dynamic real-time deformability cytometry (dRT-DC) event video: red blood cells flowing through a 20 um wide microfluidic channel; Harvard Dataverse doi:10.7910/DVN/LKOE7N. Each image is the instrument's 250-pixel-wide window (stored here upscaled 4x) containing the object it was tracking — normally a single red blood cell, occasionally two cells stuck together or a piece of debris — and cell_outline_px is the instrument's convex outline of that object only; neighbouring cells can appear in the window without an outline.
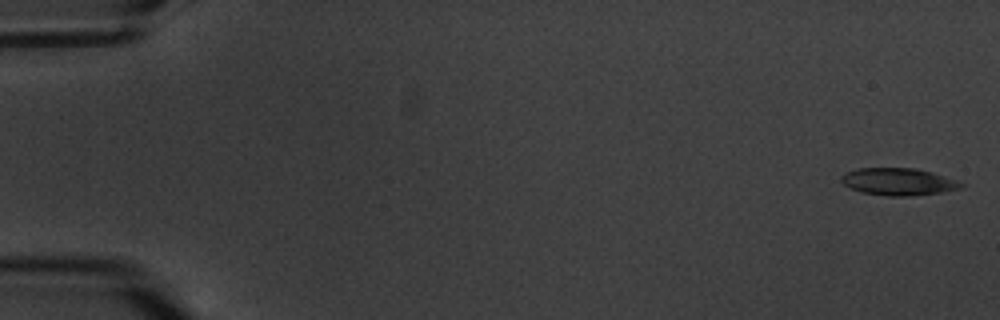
{"species": "common noctule bat (a hibernating species)", "species_latin": "Nyctalus noctula", "temperature_condition": "warm", "stored_images_in_passage": 5, "camera_frame_rate_fps": 3000, "um_per_image_px": 0.085, "animal": {"sex": "male", "body_mass_g": 20.1, "forearm_length_mm": 53.5}, "frame": {"image": 1, "passage_image": 1, "time_ms": 0.0, "image_size_px": [1000, 320], "cell_outline_px": [[964, 184], [960, 188], [940, 192], [908, 196], [888, 196], [860, 192], [844, 184], [840, 180], [840, 176], [856, 168], [916, 168], [932, 172]], "centroid_in_image_um": [76.3, 15.44], "position_along_channel_um": 8.7, "area_um2": 18.73}}
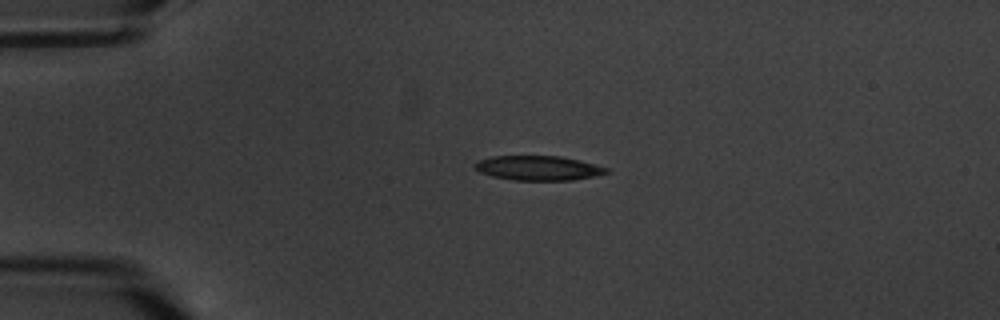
{"frame": {"image": 2, "passage_image": 4, "time_ms": 4.333, "image_size_px": [1000, 320], "cell_outline_px": [[612, 172], [572, 180], [512, 180], [492, 176], [480, 172], [472, 164], [476, 160], [492, 156], [560, 156], [580, 160], [612, 168]], "centroid_in_image_um": [45.78, 14.27], "position_along_channel_um": 39.2, "area_um2": 19.07}}